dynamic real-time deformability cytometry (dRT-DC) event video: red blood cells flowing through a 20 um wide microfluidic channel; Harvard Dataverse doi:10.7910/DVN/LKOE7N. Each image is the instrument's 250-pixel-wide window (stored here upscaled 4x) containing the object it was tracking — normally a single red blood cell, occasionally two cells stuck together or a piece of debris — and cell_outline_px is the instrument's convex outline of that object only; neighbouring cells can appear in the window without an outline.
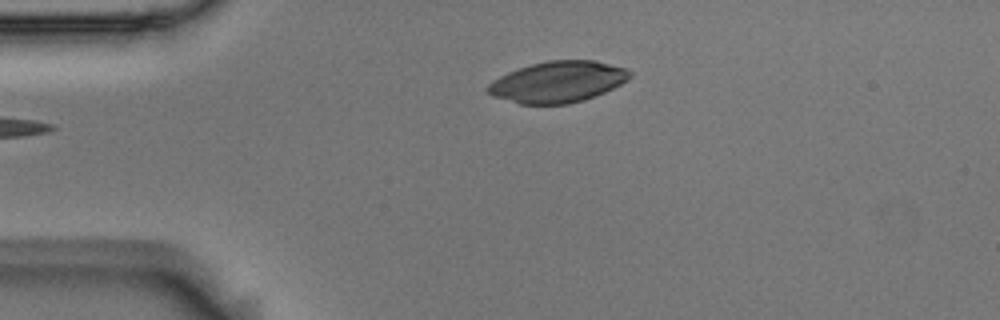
{"species": "Egyptian fruit bat (a non-hibernating species)", "species_latin": "Rousettus aegyptiacus", "temperature_condition": "room temperature", "stored_images_in_passage": 4, "camera_frame_rate_fps": 3000, "um_per_image_px": 0.085, "animal": {"sex": "male"}, "frame": {"image": 1, "passage_image": 4, "time_ms": 1.0, "image_size_px": [1000, 320], "cell_outline_px": [[632, 76], [628, 80], [604, 92], [584, 100], [568, 104], [520, 104], [492, 96], [488, 92], [488, 84], [492, 80], [508, 72], [532, 64], [548, 60], [596, 60], [628, 68], [632, 72]], "centroid_in_image_um": [47.44, 6.95], "position_along_channel_um": 37.6, "area_um2": 34.1}}